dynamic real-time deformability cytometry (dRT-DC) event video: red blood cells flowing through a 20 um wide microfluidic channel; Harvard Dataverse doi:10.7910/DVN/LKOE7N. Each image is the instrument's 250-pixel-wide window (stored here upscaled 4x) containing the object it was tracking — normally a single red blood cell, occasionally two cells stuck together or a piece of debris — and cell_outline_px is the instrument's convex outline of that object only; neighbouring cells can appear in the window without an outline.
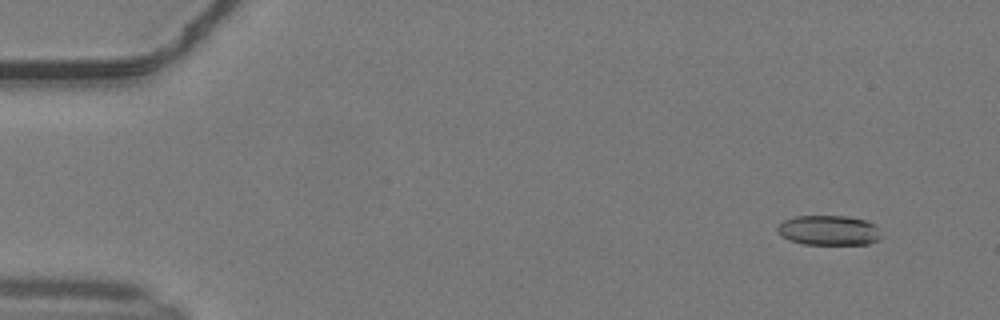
{"species": "common noctule bat (a hibernating species)", "species_latin": "Nyctalus noctula", "temperature_condition": "warm", "stored_images_in_passage": 26, "camera_frame_rate_fps": 3000, "um_per_image_px": 0.085, "animal": {"sex": "male", "body_mass_g": 19.2, "forearm_length_mm": 51.8}, "frame": {"image": 1, "passage_image": 1, "time_ms": 0.0, "image_size_px": [1000, 320], "cell_outline_px": [[884, 236], [868, 244], [804, 244], [788, 240], [776, 228], [784, 220], [796, 216], [848, 216], [864, 220], [876, 224], [880, 228]], "centroid_in_image_um": [70.52, 19.57], "position_along_channel_um": 14.5, "area_um2": 18.15}}
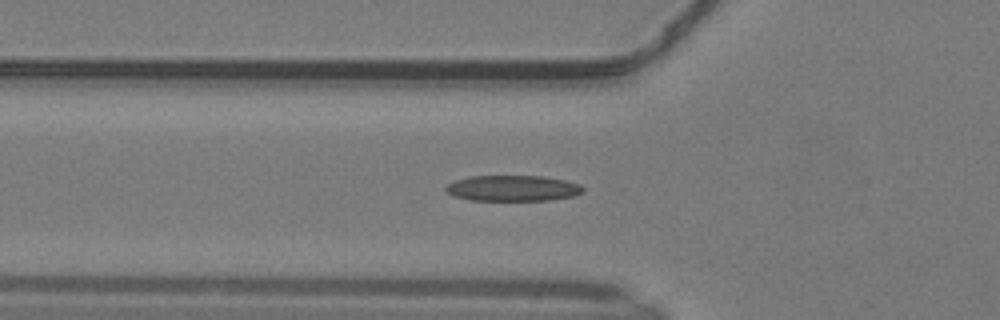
{"frame": {"image": 2, "passage_image": 15, "time_ms": 4.667, "image_size_px": [1000, 320], "cell_outline_px": [[584, 192], [576, 196], [552, 200], [472, 200], [456, 196], [448, 192], [444, 188], [448, 184], [456, 180], [468, 176], [544, 176], [564, 180], [580, 184], [584, 188]], "centroid_in_image_um": [43.65, 16.0], "position_along_channel_um": 82.2, "area_um2": 20.63}}
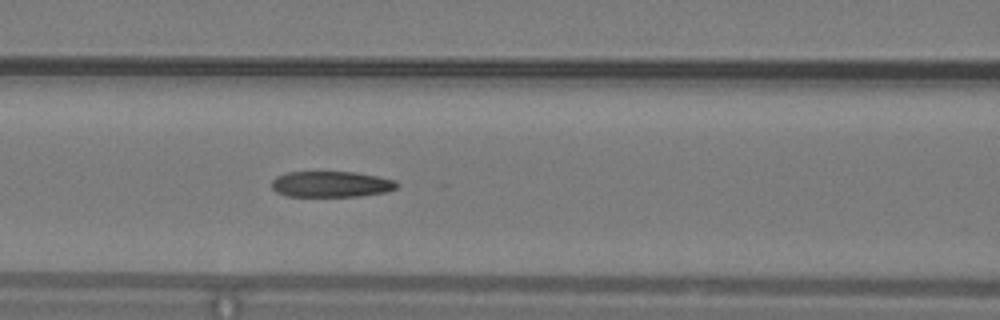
{"frame": {"image": 3, "passage_image": 19, "time_ms": 6.0, "image_size_px": [1000, 320], "cell_outline_px": [[400, 184], [396, 188], [388, 192], [360, 196], [288, 196], [276, 192], [272, 188], [272, 180], [276, 176], [288, 172], [356, 172], [396, 180]], "centroid_in_image_um": [28.18, 15.66], "position_along_channel_um": 138.4, "area_um2": 19.02}}